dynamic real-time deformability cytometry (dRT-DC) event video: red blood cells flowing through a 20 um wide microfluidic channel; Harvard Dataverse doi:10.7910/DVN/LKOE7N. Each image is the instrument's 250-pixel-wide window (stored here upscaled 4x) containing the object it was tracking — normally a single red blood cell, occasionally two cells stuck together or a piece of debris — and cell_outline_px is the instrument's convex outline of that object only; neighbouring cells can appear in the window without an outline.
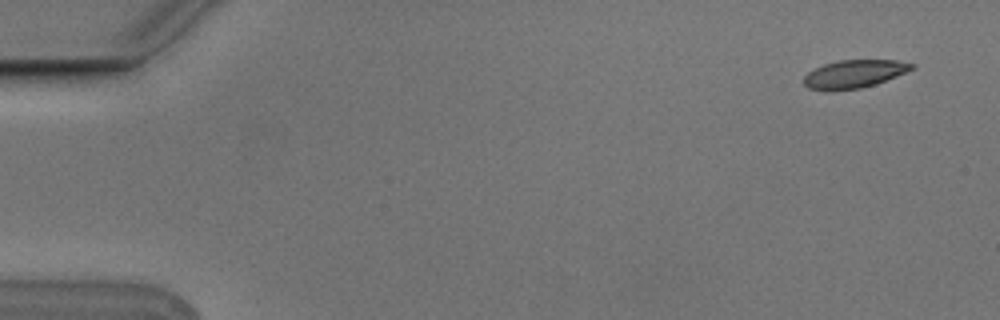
{"species": "Egyptian fruit bat (a non-hibernating species)", "species_latin": "Rousettus aegyptiacus", "temperature_condition": "cold", "stored_images_in_passage": 6, "camera_frame_rate_fps": 3000, "um_per_image_px": 0.085, "animal": {"sex": "male"}, "frame": {"image": 1, "passage_image": 1, "time_ms": 0.0, "image_size_px": [1000, 320], "cell_outline_px": [[916, 68], [876, 84], [860, 88], [832, 92], [828, 92], [808, 88], [804, 84], [804, 76], [808, 72], [824, 64], [840, 60], [896, 60], [916, 64]], "centroid_in_image_um": [72.6, 6.3], "position_along_channel_um": 12.4, "area_um2": 17.86}}
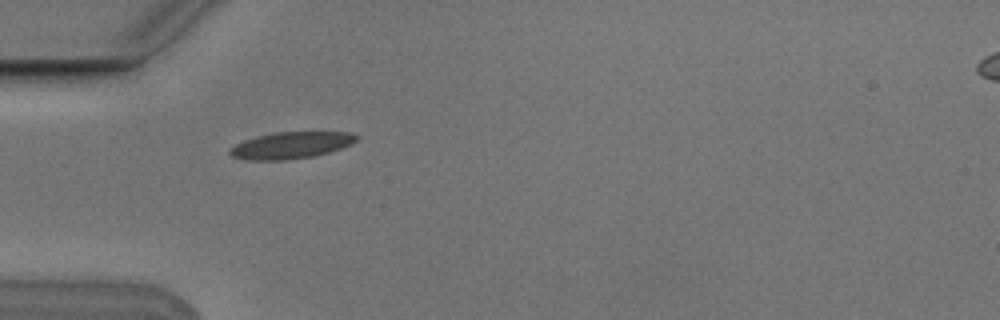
{"frame": {"image": 2, "passage_image": 5, "time_ms": 1.333, "image_size_px": [1000, 320], "cell_outline_px": [[360, 136], [352, 144], [328, 152], [312, 156], [284, 160], [252, 160], [232, 156], [228, 152], [228, 148], [244, 140], [256, 136], [276, 132], [348, 132]], "centroid_in_image_um": [24.72, 12.34], "position_along_channel_um": 60.3, "area_um2": 19.54}}